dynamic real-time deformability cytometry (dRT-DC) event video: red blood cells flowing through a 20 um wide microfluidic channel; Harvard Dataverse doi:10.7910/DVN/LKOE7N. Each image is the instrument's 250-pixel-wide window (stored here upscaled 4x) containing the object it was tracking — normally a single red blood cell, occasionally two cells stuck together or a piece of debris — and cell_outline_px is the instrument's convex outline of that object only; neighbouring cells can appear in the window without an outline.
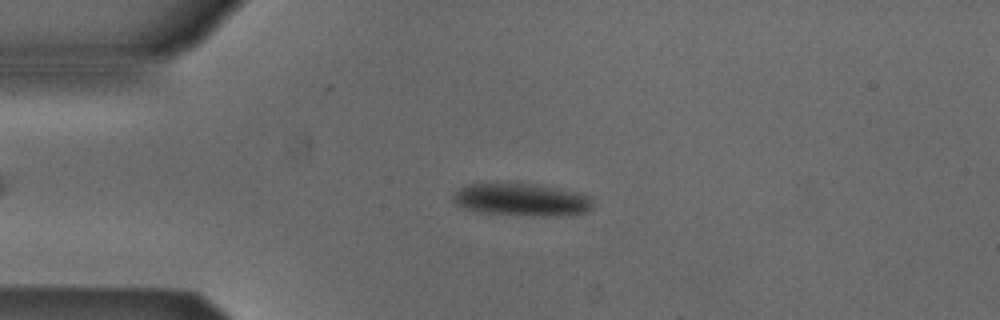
{"species": "Egyptian fruit bat (a non-hibernating species)", "species_latin": "Rousettus aegyptiacus", "temperature_condition": "cold", "stored_images_in_passage": 47, "camera_frame_rate_fps": 3000, "um_per_image_px": 0.085, "animal": {"sex": "male"}, "frame": {"image": 1, "passage_image": 12, "time_ms": 3.667, "image_size_px": [1000, 320], "cell_outline_px": [[592, 208], [584, 212], [476, 212], [464, 208], [456, 204], [452, 200], [452, 196], [464, 184], [496, 180], [512, 180], [540, 184], [576, 192], [588, 196], [592, 204]], "centroid_in_image_um": [44.12, 16.82], "position_along_channel_um": 40.9, "area_um2": 25.84}}
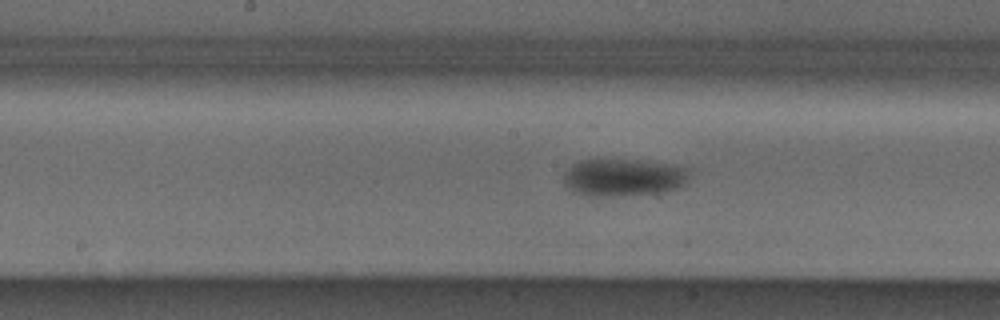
{"frame": {"image": 2, "passage_image": 26, "time_ms": 8.333, "image_size_px": [1000, 320], "cell_outline_px": [[684, 184], [676, 188], [656, 192], [600, 196], [588, 196], [576, 192], [568, 188], [564, 184], [564, 172], [572, 164], [580, 160], [640, 160], [672, 164], [684, 168]], "centroid_in_image_um": [52.87, 15.06], "position_along_channel_um": 195.3, "area_um2": 26.59}}
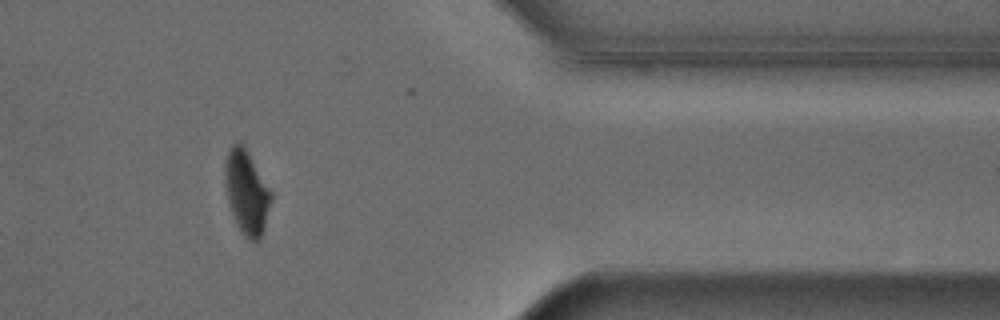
{"frame": {"image": 3, "passage_image": 43, "time_ms": 14.0, "image_size_px": [1000, 320], "cell_outline_px": [[272, 200], [264, 228], [260, 240], [248, 240], [244, 236], [228, 204], [224, 184], [224, 160], [232, 144], [244, 144], [272, 192]], "centroid_in_image_um": [20.96, 16.31], "position_along_channel_um": 390.4, "area_um2": 22.6}, "authors_computed_cell_mechanics": {"area_um2": 26.4146, "velocity_mm_per_s": 3.8646, "shape_relaxation_time_tau1_ms": 3.1705, "shape_relaxation_time_tau2_ms": null, "deformation_change_tau1": 0.108, "deformation_change_tau2": null}}